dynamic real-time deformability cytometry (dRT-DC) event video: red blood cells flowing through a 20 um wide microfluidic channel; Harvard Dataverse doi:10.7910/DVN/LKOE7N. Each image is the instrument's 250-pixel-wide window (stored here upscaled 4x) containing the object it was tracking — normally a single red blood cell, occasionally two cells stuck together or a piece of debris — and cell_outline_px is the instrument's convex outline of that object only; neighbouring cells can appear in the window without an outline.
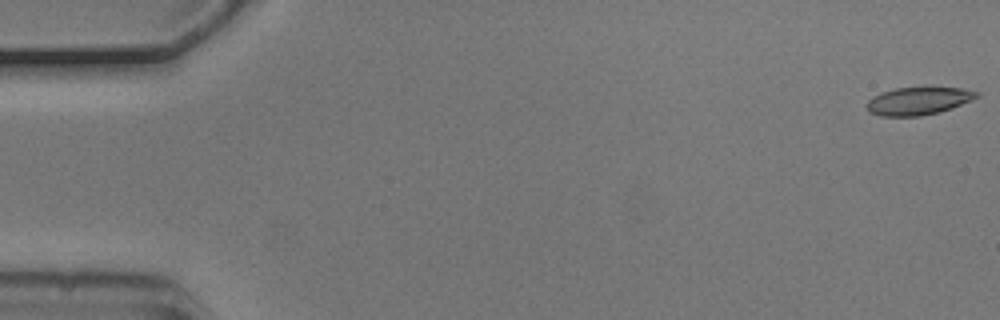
{"species": "common noctule bat (a hibernating species)", "species_latin": "Nyctalus noctula", "temperature_condition": "cold", "stored_images_in_passage": 3, "camera_frame_rate_fps": 3000, "um_per_image_px": 0.085, "animal": {"sex": "male", "body_mass_g": 20.5, "forearm_length_mm": 52.5}, "frame": {"image": 1, "passage_image": 1, "time_ms": 0.0, "image_size_px": [1000, 320], "cell_outline_px": [[980, 96], [972, 100], [952, 108], [940, 112], [920, 116], [880, 116], [868, 112], [868, 100], [872, 96], [880, 92], [896, 88], [924, 84], [960, 88], [980, 92]], "centroid_in_image_um": [78.09, 8.53], "position_along_channel_um": 6.9, "area_um2": 18.67}}